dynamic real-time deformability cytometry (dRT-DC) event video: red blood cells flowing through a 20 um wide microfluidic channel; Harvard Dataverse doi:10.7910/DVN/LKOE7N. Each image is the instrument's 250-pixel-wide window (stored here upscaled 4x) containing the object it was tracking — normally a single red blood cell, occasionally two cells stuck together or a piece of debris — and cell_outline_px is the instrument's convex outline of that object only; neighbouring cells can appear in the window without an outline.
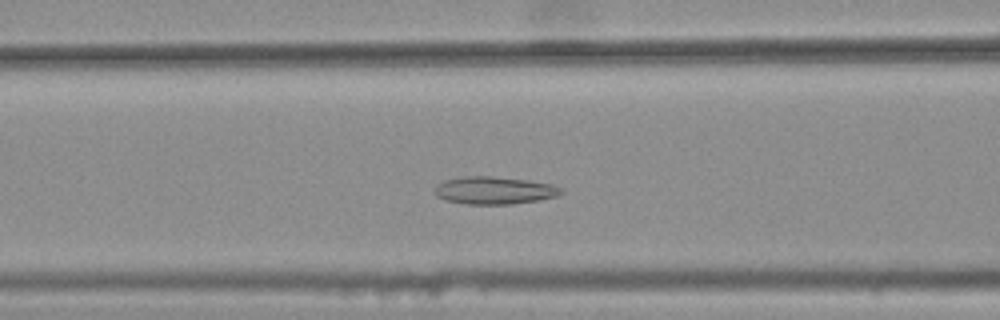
{"species": "common noctule bat (a hibernating species)", "species_latin": "Nyctalus noctula", "temperature_condition": "warm", "stored_images_in_passage": 37, "camera_frame_rate_fps": 3000, "um_per_image_px": 0.085, "animal": {"sex": "female", "body_mass_g": 25.1}, "frame": {"image": 1, "passage_image": 14, "time_ms": 4.333, "image_size_px": [1000, 320], "cell_outline_px": [[564, 192], [556, 196], [540, 200], [512, 204], [464, 204], [444, 200], [436, 196], [432, 192], [436, 184], [444, 180], [464, 176], [492, 176], [528, 180], [552, 184], [564, 188]], "centroid_in_image_um": [41.99, 16.18], "position_along_channel_um": 124.6, "area_um2": 20.69}}
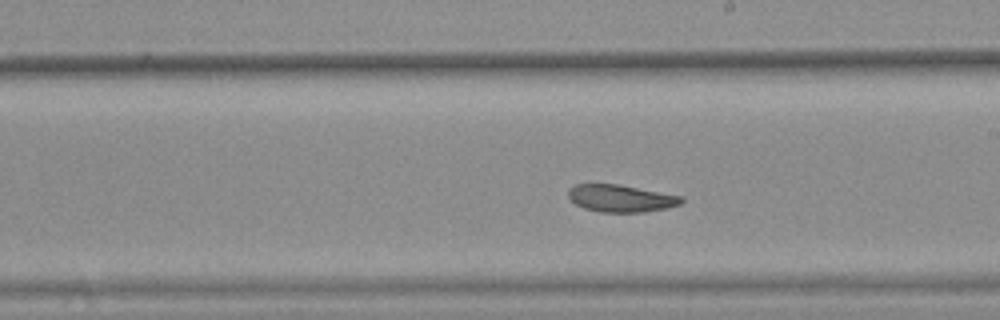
{"frame": {"image": 2, "passage_image": 23, "time_ms": 7.333, "image_size_px": [1000, 320], "cell_outline_px": [[684, 200], [680, 204], [664, 208], [644, 212], [600, 212], [584, 208], [576, 204], [568, 196], [568, 188], [576, 184], [616, 184], [684, 196]], "centroid_in_image_um": [52.77, 16.85], "position_along_channel_um": 236.2, "area_um2": 17.86}}
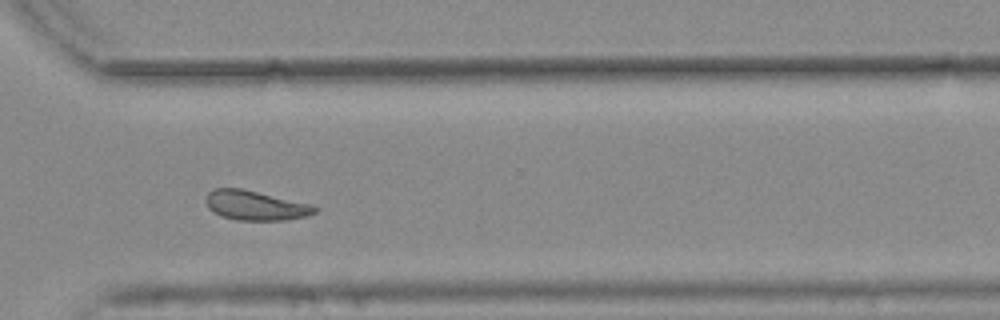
{"frame": {"image": 3, "passage_image": 32, "time_ms": 10.333, "image_size_px": [1000, 320], "cell_outline_px": [[320, 208], [316, 212], [308, 216], [284, 220], [236, 220], [224, 216], [208, 208], [204, 200], [204, 196], [212, 188], [240, 188], [308, 204]], "centroid_in_image_um": [21.67, 17.46], "position_along_channel_um": 348.9, "area_um2": 18.55}, "authors_computed_cell_mechanics": {"area_um2": 19.1896, "velocity_mm_per_s": 3.7373, "shape_relaxation_time_tau1_ms": null, "shape_relaxation_time_tau2_ms": 3.0794, "deformation_change_tau1": null, "deformation_change_tau2": 0.1035}}